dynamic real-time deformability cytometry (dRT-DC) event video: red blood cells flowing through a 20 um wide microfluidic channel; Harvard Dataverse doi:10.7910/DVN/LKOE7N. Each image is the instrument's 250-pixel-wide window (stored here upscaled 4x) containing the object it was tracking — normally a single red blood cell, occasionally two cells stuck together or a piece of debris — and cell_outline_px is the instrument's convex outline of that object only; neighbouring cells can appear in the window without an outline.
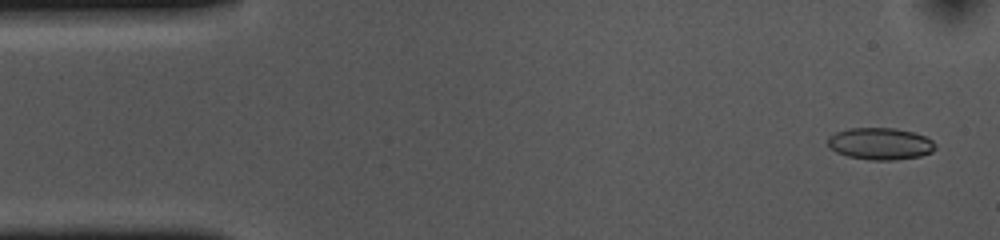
{"species": "common noctule bat (a hibernating species)", "species_latin": "Nyctalus noctula", "temperature_condition": "cold", "stored_images_in_passage": 31, "camera_frame_rate_fps": 3000, "um_per_image_px": 0.085, "animal": {"sex": "female", "body_mass_g": 10.0, "forearm_length_mm": 53.1}, "frame": {"image": 1, "passage_image": 1, "time_ms": 0.0, "image_size_px": [1000, 240], "cell_outline_px": [[936, 148], [932, 152], [920, 156], [896, 160], [868, 160], [848, 156], [836, 152], [828, 144], [828, 136], [836, 132], [848, 128], [896, 128], [912, 132], [924, 136], [932, 140], [936, 144]], "centroid_in_image_um": [74.83, 12.22], "position_along_channel_um": 10.2, "area_um2": 20.06}}
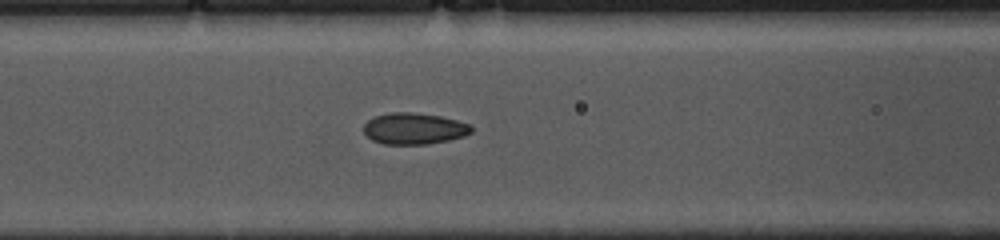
{"frame": {"image": 2, "passage_image": 19, "time_ms": 6.0, "image_size_px": [1000, 240], "cell_outline_px": [[472, 132], [464, 136], [448, 140], [428, 144], [384, 144], [372, 140], [364, 132], [364, 124], [368, 120], [376, 116], [388, 112], [412, 112], [440, 116], [456, 120], [468, 124], [472, 128]], "centroid_in_image_um": [35.18, 10.93], "position_along_channel_um": 131.4, "area_um2": 19.59}}
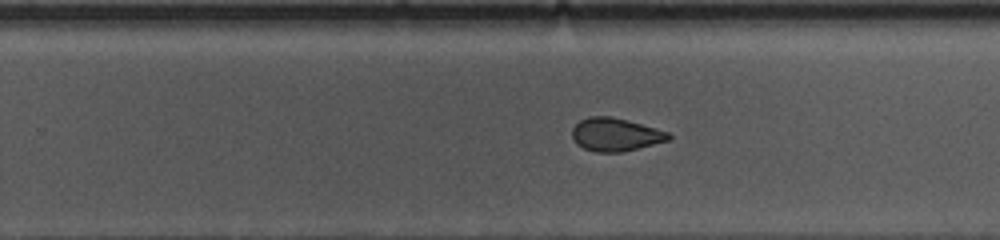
{"frame": {"image": 3, "passage_image": 31, "time_ms": 10.0, "image_size_px": [1000, 240], "cell_outline_px": [[672, 136], [668, 140], [624, 152], [596, 152], [584, 148], [576, 144], [572, 140], [572, 128], [580, 120], [588, 116], [612, 116], [628, 120], [656, 128], [668, 132]], "centroid_in_image_um": [52.29, 11.43], "position_along_channel_um": 277.5, "area_um2": 18.73}}